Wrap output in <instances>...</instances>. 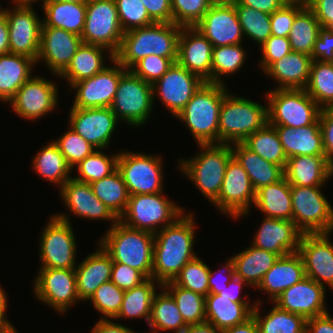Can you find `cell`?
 I'll return each instance as SVG.
<instances>
[{
  "label": "cell",
  "mask_w": 333,
  "mask_h": 333,
  "mask_svg": "<svg viewBox=\"0 0 333 333\" xmlns=\"http://www.w3.org/2000/svg\"><path fill=\"white\" fill-rule=\"evenodd\" d=\"M193 158L180 159V170L213 203L221 191L224 175L233 156L230 144L199 145Z\"/></svg>",
  "instance_id": "obj_6"
},
{
  "label": "cell",
  "mask_w": 333,
  "mask_h": 333,
  "mask_svg": "<svg viewBox=\"0 0 333 333\" xmlns=\"http://www.w3.org/2000/svg\"><path fill=\"white\" fill-rule=\"evenodd\" d=\"M212 4L211 0H171L172 23L194 27Z\"/></svg>",
  "instance_id": "obj_54"
},
{
  "label": "cell",
  "mask_w": 333,
  "mask_h": 333,
  "mask_svg": "<svg viewBox=\"0 0 333 333\" xmlns=\"http://www.w3.org/2000/svg\"><path fill=\"white\" fill-rule=\"evenodd\" d=\"M333 175V164L326 156L302 155L287 159L284 177L290 185L322 186Z\"/></svg>",
  "instance_id": "obj_30"
},
{
  "label": "cell",
  "mask_w": 333,
  "mask_h": 333,
  "mask_svg": "<svg viewBox=\"0 0 333 333\" xmlns=\"http://www.w3.org/2000/svg\"><path fill=\"white\" fill-rule=\"evenodd\" d=\"M118 11L120 25L125 32L146 27L155 22L148 15L141 0H114Z\"/></svg>",
  "instance_id": "obj_55"
},
{
  "label": "cell",
  "mask_w": 333,
  "mask_h": 333,
  "mask_svg": "<svg viewBox=\"0 0 333 333\" xmlns=\"http://www.w3.org/2000/svg\"><path fill=\"white\" fill-rule=\"evenodd\" d=\"M155 23H172L171 0H141Z\"/></svg>",
  "instance_id": "obj_63"
},
{
  "label": "cell",
  "mask_w": 333,
  "mask_h": 333,
  "mask_svg": "<svg viewBox=\"0 0 333 333\" xmlns=\"http://www.w3.org/2000/svg\"><path fill=\"white\" fill-rule=\"evenodd\" d=\"M252 311L259 333H306V319L299 315L280 309L274 304L270 312L261 316V301H255Z\"/></svg>",
  "instance_id": "obj_42"
},
{
  "label": "cell",
  "mask_w": 333,
  "mask_h": 333,
  "mask_svg": "<svg viewBox=\"0 0 333 333\" xmlns=\"http://www.w3.org/2000/svg\"><path fill=\"white\" fill-rule=\"evenodd\" d=\"M105 50L108 51L103 46L82 43L72 57L70 64L59 77L65 78L69 86L93 77L107 67L104 65L105 54L103 51Z\"/></svg>",
  "instance_id": "obj_39"
},
{
  "label": "cell",
  "mask_w": 333,
  "mask_h": 333,
  "mask_svg": "<svg viewBox=\"0 0 333 333\" xmlns=\"http://www.w3.org/2000/svg\"><path fill=\"white\" fill-rule=\"evenodd\" d=\"M42 7L45 11L42 27L60 28L81 36L85 25L86 2L49 0Z\"/></svg>",
  "instance_id": "obj_37"
},
{
  "label": "cell",
  "mask_w": 333,
  "mask_h": 333,
  "mask_svg": "<svg viewBox=\"0 0 333 333\" xmlns=\"http://www.w3.org/2000/svg\"><path fill=\"white\" fill-rule=\"evenodd\" d=\"M329 234H303L298 253L302 257L306 276L333 290V243L329 241Z\"/></svg>",
  "instance_id": "obj_22"
},
{
  "label": "cell",
  "mask_w": 333,
  "mask_h": 333,
  "mask_svg": "<svg viewBox=\"0 0 333 333\" xmlns=\"http://www.w3.org/2000/svg\"><path fill=\"white\" fill-rule=\"evenodd\" d=\"M262 58L259 65L264 72L273 62L287 55L291 49L288 37H277L271 35L261 46Z\"/></svg>",
  "instance_id": "obj_59"
},
{
  "label": "cell",
  "mask_w": 333,
  "mask_h": 333,
  "mask_svg": "<svg viewBox=\"0 0 333 333\" xmlns=\"http://www.w3.org/2000/svg\"><path fill=\"white\" fill-rule=\"evenodd\" d=\"M14 328L13 326H1L0 333H10Z\"/></svg>",
  "instance_id": "obj_76"
},
{
  "label": "cell",
  "mask_w": 333,
  "mask_h": 333,
  "mask_svg": "<svg viewBox=\"0 0 333 333\" xmlns=\"http://www.w3.org/2000/svg\"><path fill=\"white\" fill-rule=\"evenodd\" d=\"M194 27L213 47L242 44L244 34L234 3H213Z\"/></svg>",
  "instance_id": "obj_21"
},
{
  "label": "cell",
  "mask_w": 333,
  "mask_h": 333,
  "mask_svg": "<svg viewBox=\"0 0 333 333\" xmlns=\"http://www.w3.org/2000/svg\"><path fill=\"white\" fill-rule=\"evenodd\" d=\"M211 42L195 27H182L178 42L177 63L211 83Z\"/></svg>",
  "instance_id": "obj_25"
},
{
  "label": "cell",
  "mask_w": 333,
  "mask_h": 333,
  "mask_svg": "<svg viewBox=\"0 0 333 333\" xmlns=\"http://www.w3.org/2000/svg\"><path fill=\"white\" fill-rule=\"evenodd\" d=\"M54 214L45 225L40 237V268L70 269L76 267V239L69 217Z\"/></svg>",
  "instance_id": "obj_11"
},
{
  "label": "cell",
  "mask_w": 333,
  "mask_h": 333,
  "mask_svg": "<svg viewBox=\"0 0 333 333\" xmlns=\"http://www.w3.org/2000/svg\"><path fill=\"white\" fill-rule=\"evenodd\" d=\"M274 128L287 158L302 155L325 156L319 119L311 125L295 129L289 126Z\"/></svg>",
  "instance_id": "obj_31"
},
{
  "label": "cell",
  "mask_w": 333,
  "mask_h": 333,
  "mask_svg": "<svg viewBox=\"0 0 333 333\" xmlns=\"http://www.w3.org/2000/svg\"><path fill=\"white\" fill-rule=\"evenodd\" d=\"M2 6L0 5V16L2 15H5L6 14V11H7V8H1Z\"/></svg>",
  "instance_id": "obj_79"
},
{
  "label": "cell",
  "mask_w": 333,
  "mask_h": 333,
  "mask_svg": "<svg viewBox=\"0 0 333 333\" xmlns=\"http://www.w3.org/2000/svg\"><path fill=\"white\" fill-rule=\"evenodd\" d=\"M268 123V106L227 93L219 111V144L242 143Z\"/></svg>",
  "instance_id": "obj_5"
},
{
  "label": "cell",
  "mask_w": 333,
  "mask_h": 333,
  "mask_svg": "<svg viewBox=\"0 0 333 333\" xmlns=\"http://www.w3.org/2000/svg\"><path fill=\"white\" fill-rule=\"evenodd\" d=\"M36 61L28 56L8 53L0 55V101L8 103L17 90L32 77Z\"/></svg>",
  "instance_id": "obj_34"
},
{
  "label": "cell",
  "mask_w": 333,
  "mask_h": 333,
  "mask_svg": "<svg viewBox=\"0 0 333 333\" xmlns=\"http://www.w3.org/2000/svg\"><path fill=\"white\" fill-rule=\"evenodd\" d=\"M213 3H235L236 0H211Z\"/></svg>",
  "instance_id": "obj_77"
},
{
  "label": "cell",
  "mask_w": 333,
  "mask_h": 333,
  "mask_svg": "<svg viewBox=\"0 0 333 333\" xmlns=\"http://www.w3.org/2000/svg\"><path fill=\"white\" fill-rule=\"evenodd\" d=\"M33 291L38 300L62 314L70 306L80 302L75 268H40L35 277Z\"/></svg>",
  "instance_id": "obj_14"
},
{
  "label": "cell",
  "mask_w": 333,
  "mask_h": 333,
  "mask_svg": "<svg viewBox=\"0 0 333 333\" xmlns=\"http://www.w3.org/2000/svg\"><path fill=\"white\" fill-rule=\"evenodd\" d=\"M181 333H220L215 326L207 322L189 325Z\"/></svg>",
  "instance_id": "obj_72"
},
{
  "label": "cell",
  "mask_w": 333,
  "mask_h": 333,
  "mask_svg": "<svg viewBox=\"0 0 333 333\" xmlns=\"http://www.w3.org/2000/svg\"><path fill=\"white\" fill-rule=\"evenodd\" d=\"M33 159L32 167L39 176L60 188L72 178L70 172L73 170L54 140L40 149Z\"/></svg>",
  "instance_id": "obj_41"
},
{
  "label": "cell",
  "mask_w": 333,
  "mask_h": 333,
  "mask_svg": "<svg viewBox=\"0 0 333 333\" xmlns=\"http://www.w3.org/2000/svg\"><path fill=\"white\" fill-rule=\"evenodd\" d=\"M118 155L119 153L108 157L107 154L103 153L102 149H96L83 161L74 166L78 176L72 178L79 182L91 184L96 180L107 177L117 169Z\"/></svg>",
  "instance_id": "obj_50"
},
{
  "label": "cell",
  "mask_w": 333,
  "mask_h": 333,
  "mask_svg": "<svg viewBox=\"0 0 333 333\" xmlns=\"http://www.w3.org/2000/svg\"><path fill=\"white\" fill-rule=\"evenodd\" d=\"M303 4L285 3L270 16L271 34L277 37H288L297 13L304 7Z\"/></svg>",
  "instance_id": "obj_58"
},
{
  "label": "cell",
  "mask_w": 333,
  "mask_h": 333,
  "mask_svg": "<svg viewBox=\"0 0 333 333\" xmlns=\"http://www.w3.org/2000/svg\"><path fill=\"white\" fill-rule=\"evenodd\" d=\"M284 4L283 0H236L234 3V5H245L270 15Z\"/></svg>",
  "instance_id": "obj_67"
},
{
  "label": "cell",
  "mask_w": 333,
  "mask_h": 333,
  "mask_svg": "<svg viewBox=\"0 0 333 333\" xmlns=\"http://www.w3.org/2000/svg\"><path fill=\"white\" fill-rule=\"evenodd\" d=\"M252 304L235 303L228 296L209 293L205 301V322L218 330L244 323L252 316L256 302Z\"/></svg>",
  "instance_id": "obj_33"
},
{
  "label": "cell",
  "mask_w": 333,
  "mask_h": 333,
  "mask_svg": "<svg viewBox=\"0 0 333 333\" xmlns=\"http://www.w3.org/2000/svg\"><path fill=\"white\" fill-rule=\"evenodd\" d=\"M224 85L205 82L176 117L198 145L219 144V111L228 93Z\"/></svg>",
  "instance_id": "obj_3"
},
{
  "label": "cell",
  "mask_w": 333,
  "mask_h": 333,
  "mask_svg": "<svg viewBox=\"0 0 333 333\" xmlns=\"http://www.w3.org/2000/svg\"><path fill=\"white\" fill-rule=\"evenodd\" d=\"M220 333H259V331L254 317L251 316L244 323L222 329Z\"/></svg>",
  "instance_id": "obj_70"
},
{
  "label": "cell",
  "mask_w": 333,
  "mask_h": 333,
  "mask_svg": "<svg viewBox=\"0 0 333 333\" xmlns=\"http://www.w3.org/2000/svg\"><path fill=\"white\" fill-rule=\"evenodd\" d=\"M234 262L235 277L249 286L258 287L266 272L274 265L279 256L273 252L251 247L231 257Z\"/></svg>",
  "instance_id": "obj_36"
},
{
  "label": "cell",
  "mask_w": 333,
  "mask_h": 333,
  "mask_svg": "<svg viewBox=\"0 0 333 333\" xmlns=\"http://www.w3.org/2000/svg\"><path fill=\"white\" fill-rule=\"evenodd\" d=\"M247 285L249 286L246 282H244L242 279L238 277H233L231 281L228 283V286L219 292V295H224L228 296L229 299L235 303H249L246 301L244 298L240 296V291L242 290V286Z\"/></svg>",
  "instance_id": "obj_69"
},
{
  "label": "cell",
  "mask_w": 333,
  "mask_h": 333,
  "mask_svg": "<svg viewBox=\"0 0 333 333\" xmlns=\"http://www.w3.org/2000/svg\"><path fill=\"white\" fill-rule=\"evenodd\" d=\"M322 29L313 11L305 5L296 15L288 39L292 51L311 56L314 43Z\"/></svg>",
  "instance_id": "obj_46"
},
{
  "label": "cell",
  "mask_w": 333,
  "mask_h": 333,
  "mask_svg": "<svg viewBox=\"0 0 333 333\" xmlns=\"http://www.w3.org/2000/svg\"><path fill=\"white\" fill-rule=\"evenodd\" d=\"M244 36L261 46L271 34L270 14L245 5H235Z\"/></svg>",
  "instance_id": "obj_51"
},
{
  "label": "cell",
  "mask_w": 333,
  "mask_h": 333,
  "mask_svg": "<svg viewBox=\"0 0 333 333\" xmlns=\"http://www.w3.org/2000/svg\"><path fill=\"white\" fill-rule=\"evenodd\" d=\"M322 28L333 31V0H310L307 5Z\"/></svg>",
  "instance_id": "obj_64"
},
{
  "label": "cell",
  "mask_w": 333,
  "mask_h": 333,
  "mask_svg": "<svg viewBox=\"0 0 333 333\" xmlns=\"http://www.w3.org/2000/svg\"><path fill=\"white\" fill-rule=\"evenodd\" d=\"M161 289H165L173 297L188 326L201 324L206 321L205 296L181 286H177L172 281L162 285Z\"/></svg>",
  "instance_id": "obj_48"
},
{
  "label": "cell",
  "mask_w": 333,
  "mask_h": 333,
  "mask_svg": "<svg viewBox=\"0 0 333 333\" xmlns=\"http://www.w3.org/2000/svg\"><path fill=\"white\" fill-rule=\"evenodd\" d=\"M319 120L325 156L333 164V106L321 109Z\"/></svg>",
  "instance_id": "obj_61"
},
{
  "label": "cell",
  "mask_w": 333,
  "mask_h": 333,
  "mask_svg": "<svg viewBox=\"0 0 333 333\" xmlns=\"http://www.w3.org/2000/svg\"><path fill=\"white\" fill-rule=\"evenodd\" d=\"M54 142L72 169L96 150L71 128Z\"/></svg>",
  "instance_id": "obj_56"
},
{
  "label": "cell",
  "mask_w": 333,
  "mask_h": 333,
  "mask_svg": "<svg viewBox=\"0 0 333 333\" xmlns=\"http://www.w3.org/2000/svg\"><path fill=\"white\" fill-rule=\"evenodd\" d=\"M311 57L312 60L333 62V31L327 28L319 31Z\"/></svg>",
  "instance_id": "obj_62"
},
{
  "label": "cell",
  "mask_w": 333,
  "mask_h": 333,
  "mask_svg": "<svg viewBox=\"0 0 333 333\" xmlns=\"http://www.w3.org/2000/svg\"><path fill=\"white\" fill-rule=\"evenodd\" d=\"M306 277L304 263L298 252L279 257L266 272L257 289L266 292L273 302L283 291Z\"/></svg>",
  "instance_id": "obj_28"
},
{
  "label": "cell",
  "mask_w": 333,
  "mask_h": 333,
  "mask_svg": "<svg viewBox=\"0 0 333 333\" xmlns=\"http://www.w3.org/2000/svg\"><path fill=\"white\" fill-rule=\"evenodd\" d=\"M66 208L75 216L95 220H110L113 226L119 219L93 193L88 183L68 179L60 188Z\"/></svg>",
  "instance_id": "obj_27"
},
{
  "label": "cell",
  "mask_w": 333,
  "mask_h": 333,
  "mask_svg": "<svg viewBox=\"0 0 333 333\" xmlns=\"http://www.w3.org/2000/svg\"><path fill=\"white\" fill-rule=\"evenodd\" d=\"M246 53L242 44L213 47L211 83L224 84V75L235 74L246 63Z\"/></svg>",
  "instance_id": "obj_49"
},
{
  "label": "cell",
  "mask_w": 333,
  "mask_h": 333,
  "mask_svg": "<svg viewBox=\"0 0 333 333\" xmlns=\"http://www.w3.org/2000/svg\"><path fill=\"white\" fill-rule=\"evenodd\" d=\"M92 333H138L112 319H101L93 326Z\"/></svg>",
  "instance_id": "obj_68"
},
{
  "label": "cell",
  "mask_w": 333,
  "mask_h": 333,
  "mask_svg": "<svg viewBox=\"0 0 333 333\" xmlns=\"http://www.w3.org/2000/svg\"><path fill=\"white\" fill-rule=\"evenodd\" d=\"M14 7L12 10L7 8L5 14L10 53L25 55L37 61L43 22L32 6L15 4Z\"/></svg>",
  "instance_id": "obj_18"
},
{
  "label": "cell",
  "mask_w": 333,
  "mask_h": 333,
  "mask_svg": "<svg viewBox=\"0 0 333 333\" xmlns=\"http://www.w3.org/2000/svg\"><path fill=\"white\" fill-rule=\"evenodd\" d=\"M8 294L5 293L3 288L0 287V327L1 326H14L11 321H8L7 315L5 314L7 309V297Z\"/></svg>",
  "instance_id": "obj_73"
},
{
  "label": "cell",
  "mask_w": 333,
  "mask_h": 333,
  "mask_svg": "<svg viewBox=\"0 0 333 333\" xmlns=\"http://www.w3.org/2000/svg\"><path fill=\"white\" fill-rule=\"evenodd\" d=\"M10 53L9 28L6 15L0 16V55Z\"/></svg>",
  "instance_id": "obj_71"
},
{
  "label": "cell",
  "mask_w": 333,
  "mask_h": 333,
  "mask_svg": "<svg viewBox=\"0 0 333 333\" xmlns=\"http://www.w3.org/2000/svg\"><path fill=\"white\" fill-rule=\"evenodd\" d=\"M147 278L137 269L126 264L113 262L110 281L122 290H129L140 285Z\"/></svg>",
  "instance_id": "obj_60"
},
{
  "label": "cell",
  "mask_w": 333,
  "mask_h": 333,
  "mask_svg": "<svg viewBox=\"0 0 333 333\" xmlns=\"http://www.w3.org/2000/svg\"><path fill=\"white\" fill-rule=\"evenodd\" d=\"M302 235L291 220L264 217L251 244L282 257L298 252Z\"/></svg>",
  "instance_id": "obj_26"
},
{
  "label": "cell",
  "mask_w": 333,
  "mask_h": 333,
  "mask_svg": "<svg viewBox=\"0 0 333 333\" xmlns=\"http://www.w3.org/2000/svg\"><path fill=\"white\" fill-rule=\"evenodd\" d=\"M163 193L131 195L119 221L127 227L153 234L173 224L185 210L165 198Z\"/></svg>",
  "instance_id": "obj_7"
},
{
  "label": "cell",
  "mask_w": 333,
  "mask_h": 333,
  "mask_svg": "<svg viewBox=\"0 0 333 333\" xmlns=\"http://www.w3.org/2000/svg\"><path fill=\"white\" fill-rule=\"evenodd\" d=\"M57 1H63V2H87L88 0H57Z\"/></svg>",
  "instance_id": "obj_78"
},
{
  "label": "cell",
  "mask_w": 333,
  "mask_h": 333,
  "mask_svg": "<svg viewBox=\"0 0 333 333\" xmlns=\"http://www.w3.org/2000/svg\"><path fill=\"white\" fill-rule=\"evenodd\" d=\"M209 273L208 265L196 256L181 269L172 282L206 297L209 294Z\"/></svg>",
  "instance_id": "obj_52"
},
{
  "label": "cell",
  "mask_w": 333,
  "mask_h": 333,
  "mask_svg": "<svg viewBox=\"0 0 333 333\" xmlns=\"http://www.w3.org/2000/svg\"><path fill=\"white\" fill-rule=\"evenodd\" d=\"M242 143L266 161L280 165L285 169L288 158L284 153L274 126L267 123L264 127L249 135Z\"/></svg>",
  "instance_id": "obj_45"
},
{
  "label": "cell",
  "mask_w": 333,
  "mask_h": 333,
  "mask_svg": "<svg viewBox=\"0 0 333 333\" xmlns=\"http://www.w3.org/2000/svg\"><path fill=\"white\" fill-rule=\"evenodd\" d=\"M15 4L17 5H28V6H33L32 3L37 2V1H42V5L49 0H12Z\"/></svg>",
  "instance_id": "obj_74"
},
{
  "label": "cell",
  "mask_w": 333,
  "mask_h": 333,
  "mask_svg": "<svg viewBox=\"0 0 333 333\" xmlns=\"http://www.w3.org/2000/svg\"><path fill=\"white\" fill-rule=\"evenodd\" d=\"M254 190L247 172L234 156L229 160L218 198L212 203L218 210L231 218H240L249 214L254 204Z\"/></svg>",
  "instance_id": "obj_15"
},
{
  "label": "cell",
  "mask_w": 333,
  "mask_h": 333,
  "mask_svg": "<svg viewBox=\"0 0 333 333\" xmlns=\"http://www.w3.org/2000/svg\"><path fill=\"white\" fill-rule=\"evenodd\" d=\"M254 206L265 217L292 221L291 185L283 177L276 183L261 187L256 191Z\"/></svg>",
  "instance_id": "obj_38"
},
{
  "label": "cell",
  "mask_w": 333,
  "mask_h": 333,
  "mask_svg": "<svg viewBox=\"0 0 333 333\" xmlns=\"http://www.w3.org/2000/svg\"><path fill=\"white\" fill-rule=\"evenodd\" d=\"M90 185L94 195L119 219L130 197L120 171L116 169L109 176L96 180Z\"/></svg>",
  "instance_id": "obj_44"
},
{
  "label": "cell",
  "mask_w": 333,
  "mask_h": 333,
  "mask_svg": "<svg viewBox=\"0 0 333 333\" xmlns=\"http://www.w3.org/2000/svg\"><path fill=\"white\" fill-rule=\"evenodd\" d=\"M57 85L40 76H32L9 101L14 112L24 119L37 120L51 113L58 104Z\"/></svg>",
  "instance_id": "obj_19"
},
{
  "label": "cell",
  "mask_w": 333,
  "mask_h": 333,
  "mask_svg": "<svg viewBox=\"0 0 333 333\" xmlns=\"http://www.w3.org/2000/svg\"><path fill=\"white\" fill-rule=\"evenodd\" d=\"M173 62L169 58L158 55H148L139 60L130 71L145 82L153 85L171 67Z\"/></svg>",
  "instance_id": "obj_57"
},
{
  "label": "cell",
  "mask_w": 333,
  "mask_h": 333,
  "mask_svg": "<svg viewBox=\"0 0 333 333\" xmlns=\"http://www.w3.org/2000/svg\"><path fill=\"white\" fill-rule=\"evenodd\" d=\"M305 91L321 109L333 106V62L312 61Z\"/></svg>",
  "instance_id": "obj_47"
},
{
  "label": "cell",
  "mask_w": 333,
  "mask_h": 333,
  "mask_svg": "<svg viewBox=\"0 0 333 333\" xmlns=\"http://www.w3.org/2000/svg\"><path fill=\"white\" fill-rule=\"evenodd\" d=\"M285 3L288 4H303L308 5L310 0H283Z\"/></svg>",
  "instance_id": "obj_75"
},
{
  "label": "cell",
  "mask_w": 333,
  "mask_h": 333,
  "mask_svg": "<svg viewBox=\"0 0 333 333\" xmlns=\"http://www.w3.org/2000/svg\"><path fill=\"white\" fill-rule=\"evenodd\" d=\"M10 333H18V331L14 328Z\"/></svg>",
  "instance_id": "obj_80"
},
{
  "label": "cell",
  "mask_w": 333,
  "mask_h": 333,
  "mask_svg": "<svg viewBox=\"0 0 333 333\" xmlns=\"http://www.w3.org/2000/svg\"><path fill=\"white\" fill-rule=\"evenodd\" d=\"M204 83L200 77L176 62L152 85V92L177 117Z\"/></svg>",
  "instance_id": "obj_17"
},
{
  "label": "cell",
  "mask_w": 333,
  "mask_h": 333,
  "mask_svg": "<svg viewBox=\"0 0 333 333\" xmlns=\"http://www.w3.org/2000/svg\"><path fill=\"white\" fill-rule=\"evenodd\" d=\"M79 35L55 27H41L40 49L37 62H43L55 76L70 64L82 44Z\"/></svg>",
  "instance_id": "obj_24"
},
{
  "label": "cell",
  "mask_w": 333,
  "mask_h": 333,
  "mask_svg": "<svg viewBox=\"0 0 333 333\" xmlns=\"http://www.w3.org/2000/svg\"><path fill=\"white\" fill-rule=\"evenodd\" d=\"M124 31L120 25L118 11L114 0H88L82 42L99 45L109 51V62L114 60Z\"/></svg>",
  "instance_id": "obj_10"
},
{
  "label": "cell",
  "mask_w": 333,
  "mask_h": 333,
  "mask_svg": "<svg viewBox=\"0 0 333 333\" xmlns=\"http://www.w3.org/2000/svg\"><path fill=\"white\" fill-rule=\"evenodd\" d=\"M184 213L173 224L154 234L152 278L161 285L173 281L197 254L193 251L195 220Z\"/></svg>",
  "instance_id": "obj_1"
},
{
  "label": "cell",
  "mask_w": 333,
  "mask_h": 333,
  "mask_svg": "<svg viewBox=\"0 0 333 333\" xmlns=\"http://www.w3.org/2000/svg\"><path fill=\"white\" fill-rule=\"evenodd\" d=\"M231 149L233 156L247 172L255 191L284 177V169L280 165L266 161L243 143L231 144Z\"/></svg>",
  "instance_id": "obj_35"
},
{
  "label": "cell",
  "mask_w": 333,
  "mask_h": 333,
  "mask_svg": "<svg viewBox=\"0 0 333 333\" xmlns=\"http://www.w3.org/2000/svg\"><path fill=\"white\" fill-rule=\"evenodd\" d=\"M325 291L324 286L306 276L283 291L273 303L280 309L299 314L307 320L328 313Z\"/></svg>",
  "instance_id": "obj_23"
},
{
  "label": "cell",
  "mask_w": 333,
  "mask_h": 333,
  "mask_svg": "<svg viewBox=\"0 0 333 333\" xmlns=\"http://www.w3.org/2000/svg\"><path fill=\"white\" fill-rule=\"evenodd\" d=\"M181 29L182 26L174 23H154L129 30L123 34L114 59L127 70L148 55L169 58L176 63Z\"/></svg>",
  "instance_id": "obj_2"
},
{
  "label": "cell",
  "mask_w": 333,
  "mask_h": 333,
  "mask_svg": "<svg viewBox=\"0 0 333 333\" xmlns=\"http://www.w3.org/2000/svg\"><path fill=\"white\" fill-rule=\"evenodd\" d=\"M222 270H219L220 272L218 271V273L221 274L222 272L224 273V272L227 271V273H225V274H227L226 278H225L224 274L223 275L221 274L222 276L218 275V277L219 276L220 277L217 278L216 277L217 276L216 271L213 272V270L210 269L209 279H208L209 293H219V292H221L222 290H224L228 286V283L235 276V274H234V262H233L232 258H230L228 261H226V263L224 265V268L222 267Z\"/></svg>",
  "instance_id": "obj_65"
},
{
  "label": "cell",
  "mask_w": 333,
  "mask_h": 333,
  "mask_svg": "<svg viewBox=\"0 0 333 333\" xmlns=\"http://www.w3.org/2000/svg\"><path fill=\"white\" fill-rule=\"evenodd\" d=\"M124 293V290L109 281L101 284L88 301L101 313V319H113L121 309Z\"/></svg>",
  "instance_id": "obj_53"
},
{
  "label": "cell",
  "mask_w": 333,
  "mask_h": 333,
  "mask_svg": "<svg viewBox=\"0 0 333 333\" xmlns=\"http://www.w3.org/2000/svg\"><path fill=\"white\" fill-rule=\"evenodd\" d=\"M99 246L96 252L89 254L75 267L80 301L89 300L101 284L110 281L113 261L103 247Z\"/></svg>",
  "instance_id": "obj_29"
},
{
  "label": "cell",
  "mask_w": 333,
  "mask_h": 333,
  "mask_svg": "<svg viewBox=\"0 0 333 333\" xmlns=\"http://www.w3.org/2000/svg\"><path fill=\"white\" fill-rule=\"evenodd\" d=\"M157 282V283H156ZM155 283V284H154ZM162 288L158 281L147 278L140 285L125 290L122 306L114 319L144 318L148 323L151 318L152 301L156 292V286Z\"/></svg>",
  "instance_id": "obj_40"
},
{
  "label": "cell",
  "mask_w": 333,
  "mask_h": 333,
  "mask_svg": "<svg viewBox=\"0 0 333 333\" xmlns=\"http://www.w3.org/2000/svg\"><path fill=\"white\" fill-rule=\"evenodd\" d=\"M326 313L306 320V333H333V317Z\"/></svg>",
  "instance_id": "obj_66"
},
{
  "label": "cell",
  "mask_w": 333,
  "mask_h": 333,
  "mask_svg": "<svg viewBox=\"0 0 333 333\" xmlns=\"http://www.w3.org/2000/svg\"><path fill=\"white\" fill-rule=\"evenodd\" d=\"M99 244L113 262L126 264L152 278L154 234L125 226L119 220L106 231Z\"/></svg>",
  "instance_id": "obj_4"
},
{
  "label": "cell",
  "mask_w": 333,
  "mask_h": 333,
  "mask_svg": "<svg viewBox=\"0 0 333 333\" xmlns=\"http://www.w3.org/2000/svg\"><path fill=\"white\" fill-rule=\"evenodd\" d=\"M113 67L107 66L93 77L72 84L77 90L72 108L111 107L121 76L127 71L115 59Z\"/></svg>",
  "instance_id": "obj_16"
},
{
  "label": "cell",
  "mask_w": 333,
  "mask_h": 333,
  "mask_svg": "<svg viewBox=\"0 0 333 333\" xmlns=\"http://www.w3.org/2000/svg\"><path fill=\"white\" fill-rule=\"evenodd\" d=\"M160 156L119 152L117 169L120 171L131 195L163 192V168Z\"/></svg>",
  "instance_id": "obj_13"
},
{
  "label": "cell",
  "mask_w": 333,
  "mask_h": 333,
  "mask_svg": "<svg viewBox=\"0 0 333 333\" xmlns=\"http://www.w3.org/2000/svg\"><path fill=\"white\" fill-rule=\"evenodd\" d=\"M154 98L152 85L127 70L120 78L111 109L119 121L138 127L150 117Z\"/></svg>",
  "instance_id": "obj_12"
},
{
  "label": "cell",
  "mask_w": 333,
  "mask_h": 333,
  "mask_svg": "<svg viewBox=\"0 0 333 333\" xmlns=\"http://www.w3.org/2000/svg\"><path fill=\"white\" fill-rule=\"evenodd\" d=\"M321 189L291 185L292 221L303 234L333 232V207Z\"/></svg>",
  "instance_id": "obj_9"
},
{
  "label": "cell",
  "mask_w": 333,
  "mask_h": 333,
  "mask_svg": "<svg viewBox=\"0 0 333 333\" xmlns=\"http://www.w3.org/2000/svg\"><path fill=\"white\" fill-rule=\"evenodd\" d=\"M164 290V291H163ZM154 295L151 318L148 323L153 333L159 330H174L181 333L188 325L185 323L173 297L163 289Z\"/></svg>",
  "instance_id": "obj_43"
},
{
  "label": "cell",
  "mask_w": 333,
  "mask_h": 333,
  "mask_svg": "<svg viewBox=\"0 0 333 333\" xmlns=\"http://www.w3.org/2000/svg\"><path fill=\"white\" fill-rule=\"evenodd\" d=\"M69 128L78 133L95 149H106L118 122L111 107L71 108Z\"/></svg>",
  "instance_id": "obj_20"
},
{
  "label": "cell",
  "mask_w": 333,
  "mask_h": 333,
  "mask_svg": "<svg viewBox=\"0 0 333 333\" xmlns=\"http://www.w3.org/2000/svg\"><path fill=\"white\" fill-rule=\"evenodd\" d=\"M268 123L299 128L319 119L321 108L305 89H273L266 93Z\"/></svg>",
  "instance_id": "obj_8"
},
{
  "label": "cell",
  "mask_w": 333,
  "mask_h": 333,
  "mask_svg": "<svg viewBox=\"0 0 333 333\" xmlns=\"http://www.w3.org/2000/svg\"><path fill=\"white\" fill-rule=\"evenodd\" d=\"M312 61V57L307 54L290 51L273 62L264 73L280 84L275 89H305Z\"/></svg>",
  "instance_id": "obj_32"
}]
</instances>
